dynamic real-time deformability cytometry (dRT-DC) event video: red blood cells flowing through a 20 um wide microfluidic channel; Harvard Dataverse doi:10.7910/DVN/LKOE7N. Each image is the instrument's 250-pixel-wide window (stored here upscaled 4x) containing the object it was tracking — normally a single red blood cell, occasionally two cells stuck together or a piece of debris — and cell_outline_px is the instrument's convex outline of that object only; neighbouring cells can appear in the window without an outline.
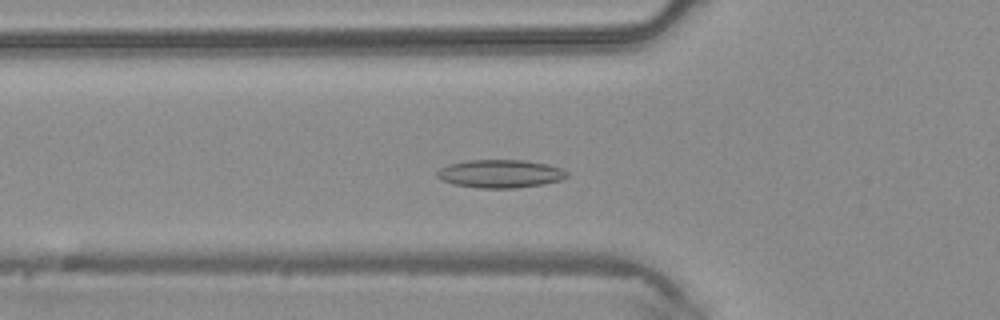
{"species": "common noctule bat (a hibernating species)", "species_latin": "Nyctalus noctula", "temperature_condition": "warm", "stored_images_in_passage": 33, "camera_frame_rate_fps": 3000, "um_per_image_px": 0.085, "animal": {"sex": "male", "body_mass_g": 20.4}, "frame": {"image": 1, "passage_image": 6, "time_ms": 1.667, "image_size_px": [1000, 320], "cell_outline_px": [[568, 176], [560, 180], [544, 184], [516, 188], [480, 188], [452, 184], [436, 176], [436, 172], [440, 168], [448, 164], [468, 160], [524, 160], [548, 164], [560, 168], [568, 172]], "centroid_in_image_um": [42.52, 14.76], "position_along_channel_um": 83.3, "area_um2": 21.33}}
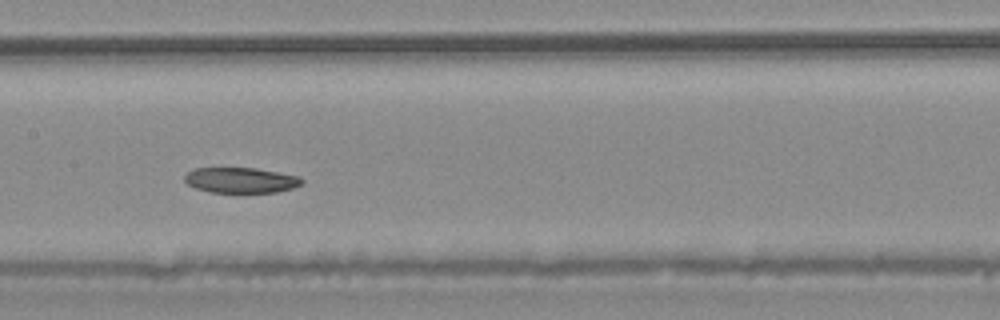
{"frame": {"image": 2, "passage_image": 13, "time_ms": 4.0, "image_size_px": [1000, 320], "cell_outline_px": [[304, 184], [292, 188], [276, 192], [208, 192], [196, 188], [188, 184], [184, 180], [184, 176], [192, 168], [256, 168], [300, 176], [304, 180]], "centroid_in_image_um": [20.49, 15.31], "position_along_channel_um": 186.9, "area_um2": 17.46}}
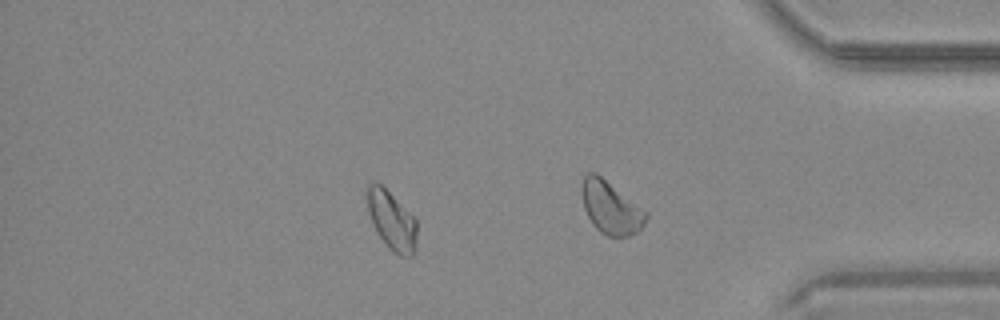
{"frame": {"image": 3, "passage_image": 27, "time_ms": 8.667, "image_size_px": [1000, 320], "cell_outline_px": [[416, 248], [412, 256], [400, 256], [388, 248], [380, 236], [368, 212], [368, 184], [376, 180], [416, 220]], "centroid_in_image_um": [33.31, 18.77], "position_along_channel_um": 401.9, "area_um2": 16.42}}